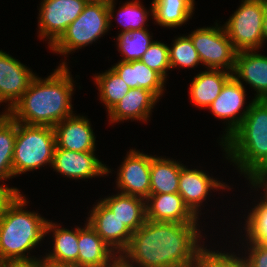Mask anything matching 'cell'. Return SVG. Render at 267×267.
Returning <instances> with one entry per match:
<instances>
[{
  "label": "cell",
  "instance_id": "43",
  "mask_svg": "<svg viewBox=\"0 0 267 267\" xmlns=\"http://www.w3.org/2000/svg\"><path fill=\"white\" fill-rule=\"evenodd\" d=\"M4 263H5V260L0 255V267H3L4 266Z\"/></svg>",
  "mask_w": 267,
  "mask_h": 267
},
{
  "label": "cell",
  "instance_id": "5",
  "mask_svg": "<svg viewBox=\"0 0 267 267\" xmlns=\"http://www.w3.org/2000/svg\"><path fill=\"white\" fill-rule=\"evenodd\" d=\"M56 148L55 132L51 126L28 125L16 121L14 143V177L52 165Z\"/></svg>",
  "mask_w": 267,
  "mask_h": 267
},
{
  "label": "cell",
  "instance_id": "2",
  "mask_svg": "<svg viewBox=\"0 0 267 267\" xmlns=\"http://www.w3.org/2000/svg\"><path fill=\"white\" fill-rule=\"evenodd\" d=\"M64 61L47 78L36 76L21 99L7 112L15 121L54 127L73 113L74 81Z\"/></svg>",
  "mask_w": 267,
  "mask_h": 267
},
{
  "label": "cell",
  "instance_id": "26",
  "mask_svg": "<svg viewBox=\"0 0 267 267\" xmlns=\"http://www.w3.org/2000/svg\"><path fill=\"white\" fill-rule=\"evenodd\" d=\"M150 11L152 19L164 28H177L191 18L195 0H153Z\"/></svg>",
  "mask_w": 267,
  "mask_h": 267
},
{
  "label": "cell",
  "instance_id": "35",
  "mask_svg": "<svg viewBox=\"0 0 267 267\" xmlns=\"http://www.w3.org/2000/svg\"><path fill=\"white\" fill-rule=\"evenodd\" d=\"M247 241V242H246ZM248 252L244 256L249 267H267V244L245 239ZM247 253V254H246Z\"/></svg>",
  "mask_w": 267,
  "mask_h": 267
},
{
  "label": "cell",
  "instance_id": "22",
  "mask_svg": "<svg viewBox=\"0 0 267 267\" xmlns=\"http://www.w3.org/2000/svg\"><path fill=\"white\" fill-rule=\"evenodd\" d=\"M197 74L189 87L191 102L199 108H209L219 96L222 87L232 77V72L222 69H207Z\"/></svg>",
  "mask_w": 267,
  "mask_h": 267
},
{
  "label": "cell",
  "instance_id": "16",
  "mask_svg": "<svg viewBox=\"0 0 267 267\" xmlns=\"http://www.w3.org/2000/svg\"><path fill=\"white\" fill-rule=\"evenodd\" d=\"M53 128L56 148L76 152L95 151L96 137L87 117L72 114Z\"/></svg>",
  "mask_w": 267,
  "mask_h": 267
},
{
  "label": "cell",
  "instance_id": "29",
  "mask_svg": "<svg viewBox=\"0 0 267 267\" xmlns=\"http://www.w3.org/2000/svg\"><path fill=\"white\" fill-rule=\"evenodd\" d=\"M116 40L118 51L124 57L121 61L124 62L140 60L148 47L154 42L147 28L120 32Z\"/></svg>",
  "mask_w": 267,
  "mask_h": 267
},
{
  "label": "cell",
  "instance_id": "20",
  "mask_svg": "<svg viewBox=\"0 0 267 267\" xmlns=\"http://www.w3.org/2000/svg\"><path fill=\"white\" fill-rule=\"evenodd\" d=\"M157 102L158 98L149 90L130 88L124 98L108 112L109 122L114 124L131 119L147 123Z\"/></svg>",
  "mask_w": 267,
  "mask_h": 267
},
{
  "label": "cell",
  "instance_id": "41",
  "mask_svg": "<svg viewBox=\"0 0 267 267\" xmlns=\"http://www.w3.org/2000/svg\"><path fill=\"white\" fill-rule=\"evenodd\" d=\"M90 3H103L106 5H110L111 3H114L115 0H88Z\"/></svg>",
  "mask_w": 267,
  "mask_h": 267
},
{
  "label": "cell",
  "instance_id": "23",
  "mask_svg": "<svg viewBox=\"0 0 267 267\" xmlns=\"http://www.w3.org/2000/svg\"><path fill=\"white\" fill-rule=\"evenodd\" d=\"M101 201L134 233L147 220L145 199L117 193Z\"/></svg>",
  "mask_w": 267,
  "mask_h": 267
},
{
  "label": "cell",
  "instance_id": "3",
  "mask_svg": "<svg viewBox=\"0 0 267 267\" xmlns=\"http://www.w3.org/2000/svg\"><path fill=\"white\" fill-rule=\"evenodd\" d=\"M221 147L250 183L267 174V100L253 99L240 126Z\"/></svg>",
  "mask_w": 267,
  "mask_h": 267
},
{
  "label": "cell",
  "instance_id": "18",
  "mask_svg": "<svg viewBox=\"0 0 267 267\" xmlns=\"http://www.w3.org/2000/svg\"><path fill=\"white\" fill-rule=\"evenodd\" d=\"M256 50L238 51L232 76L252 87L257 100H267V56ZM242 80V81H241Z\"/></svg>",
  "mask_w": 267,
  "mask_h": 267
},
{
  "label": "cell",
  "instance_id": "27",
  "mask_svg": "<svg viewBox=\"0 0 267 267\" xmlns=\"http://www.w3.org/2000/svg\"><path fill=\"white\" fill-rule=\"evenodd\" d=\"M16 121L8 114H0V181L13 178V156Z\"/></svg>",
  "mask_w": 267,
  "mask_h": 267
},
{
  "label": "cell",
  "instance_id": "14",
  "mask_svg": "<svg viewBox=\"0 0 267 267\" xmlns=\"http://www.w3.org/2000/svg\"><path fill=\"white\" fill-rule=\"evenodd\" d=\"M92 208L87 222L120 256L128 247L133 233L101 200Z\"/></svg>",
  "mask_w": 267,
  "mask_h": 267
},
{
  "label": "cell",
  "instance_id": "11",
  "mask_svg": "<svg viewBox=\"0 0 267 267\" xmlns=\"http://www.w3.org/2000/svg\"><path fill=\"white\" fill-rule=\"evenodd\" d=\"M151 155L130 149L117 173L119 193L147 199L150 196Z\"/></svg>",
  "mask_w": 267,
  "mask_h": 267
},
{
  "label": "cell",
  "instance_id": "12",
  "mask_svg": "<svg viewBox=\"0 0 267 267\" xmlns=\"http://www.w3.org/2000/svg\"><path fill=\"white\" fill-rule=\"evenodd\" d=\"M27 66L0 50V103H7L9 112L27 91L36 77Z\"/></svg>",
  "mask_w": 267,
  "mask_h": 267
},
{
  "label": "cell",
  "instance_id": "32",
  "mask_svg": "<svg viewBox=\"0 0 267 267\" xmlns=\"http://www.w3.org/2000/svg\"><path fill=\"white\" fill-rule=\"evenodd\" d=\"M150 11L141 4L139 0L126 2L118 11L117 22L123 27L121 32L145 29Z\"/></svg>",
  "mask_w": 267,
  "mask_h": 267
},
{
  "label": "cell",
  "instance_id": "10",
  "mask_svg": "<svg viewBox=\"0 0 267 267\" xmlns=\"http://www.w3.org/2000/svg\"><path fill=\"white\" fill-rule=\"evenodd\" d=\"M245 97L246 91L243 82L239 83L232 76L222 87L219 96L209 106L208 109L216 118L228 121V124L226 123V132L219 143L222 144L229 138L244 120L251 104L249 102V105L243 108L246 100Z\"/></svg>",
  "mask_w": 267,
  "mask_h": 267
},
{
  "label": "cell",
  "instance_id": "4",
  "mask_svg": "<svg viewBox=\"0 0 267 267\" xmlns=\"http://www.w3.org/2000/svg\"><path fill=\"white\" fill-rule=\"evenodd\" d=\"M27 203L20 193L0 216V255L5 261L38 259L29 255V251L46 236L48 220L36 212L24 210Z\"/></svg>",
  "mask_w": 267,
  "mask_h": 267
},
{
  "label": "cell",
  "instance_id": "15",
  "mask_svg": "<svg viewBox=\"0 0 267 267\" xmlns=\"http://www.w3.org/2000/svg\"><path fill=\"white\" fill-rule=\"evenodd\" d=\"M228 187L227 184L221 183L217 178L210 177L202 170L188 169L184 165L181 167L178 193L197 217H199L201 205L206 201L211 190L231 189Z\"/></svg>",
  "mask_w": 267,
  "mask_h": 267
},
{
  "label": "cell",
  "instance_id": "13",
  "mask_svg": "<svg viewBox=\"0 0 267 267\" xmlns=\"http://www.w3.org/2000/svg\"><path fill=\"white\" fill-rule=\"evenodd\" d=\"M95 151L76 152L62 148H55L51 167L54 171L70 179H89L104 177L111 173L95 155Z\"/></svg>",
  "mask_w": 267,
  "mask_h": 267
},
{
  "label": "cell",
  "instance_id": "25",
  "mask_svg": "<svg viewBox=\"0 0 267 267\" xmlns=\"http://www.w3.org/2000/svg\"><path fill=\"white\" fill-rule=\"evenodd\" d=\"M182 166L173 159L151 156L150 194L178 193Z\"/></svg>",
  "mask_w": 267,
  "mask_h": 267
},
{
  "label": "cell",
  "instance_id": "38",
  "mask_svg": "<svg viewBox=\"0 0 267 267\" xmlns=\"http://www.w3.org/2000/svg\"><path fill=\"white\" fill-rule=\"evenodd\" d=\"M41 267H78L74 264H60L41 258Z\"/></svg>",
  "mask_w": 267,
  "mask_h": 267
},
{
  "label": "cell",
  "instance_id": "34",
  "mask_svg": "<svg viewBox=\"0 0 267 267\" xmlns=\"http://www.w3.org/2000/svg\"><path fill=\"white\" fill-rule=\"evenodd\" d=\"M203 248L197 267H249L246 259L241 258L233 253L219 252V250L212 251L210 249Z\"/></svg>",
  "mask_w": 267,
  "mask_h": 267
},
{
  "label": "cell",
  "instance_id": "8",
  "mask_svg": "<svg viewBox=\"0 0 267 267\" xmlns=\"http://www.w3.org/2000/svg\"><path fill=\"white\" fill-rule=\"evenodd\" d=\"M202 27L188 36L207 69H222L233 73L237 50L228 38L224 26Z\"/></svg>",
  "mask_w": 267,
  "mask_h": 267
},
{
  "label": "cell",
  "instance_id": "39",
  "mask_svg": "<svg viewBox=\"0 0 267 267\" xmlns=\"http://www.w3.org/2000/svg\"><path fill=\"white\" fill-rule=\"evenodd\" d=\"M262 38H263V43H264V41L267 40V2H266V8L264 11Z\"/></svg>",
  "mask_w": 267,
  "mask_h": 267
},
{
  "label": "cell",
  "instance_id": "17",
  "mask_svg": "<svg viewBox=\"0 0 267 267\" xmlns=\"http://www.w3.org/2000/svg\"><path fill=\"white\" fill-rule=\"evenodd\" d=\"M145 202L147 220L173 223H196L199 220L179 193L150 194Z\"/></svg>",
  "mask_w": 267,
  "mask_h": 267
},
{
  "label": "cell",
  "instance_id": "33",
  "mask_svg": "<svg viewBox=\"0 0 267 267\" xmlns=\"http://www.w3.org/2000/svg\"><path fill=\"white\" fill-rule=\"evenodd\" d=\"M148 68L159 73L165 80L167 70L171 69L169 62V46L161 41H155L148 47V50L140 58Z\"/></svg>",
  "mask_w": 267,
  "mask_h": 267
},
{
  "label": "cell",
  "instance_id": "36",
  "mask_svg": "<svg viewBox=\"0 0 267 267\" xmlns=\"http://www.w3.org/2000/svg\"><path fill=\"white\" fill-rule=\"evenodd\" d=\"M20 194L18 188H9L8 185L0 184V216L4 213L6 207Z\"/></svg>",
  "mask_w": 267,
  "mask_h": 267
},
{
  "label": "cell",
  "instance_id": "9",
  "mask_svg": "<svg viewBox=\"0 0 267 267\" xmlns=\"http://www.w3.org/2000/svg\"><path fill=\"white\" fill-rule=\"evenodd\" d=\"M87 3L88 0H43L39 4L40 39L46 38L51 47L82 13Z\"/></svg>",
  "mask_w": 267,
  "mask_h": 267
},
{
  "label": "cell",
  "instance_id": "1",
  "mask_svg": "<svg viewBox=\"0 0 267 267\" xmlns=\"http://www.w3.org/2000/svg\"><path fill=\"white\" fill-rule=\"evenodd\" d=\"M197 226L146 220L119 259L129 267H197L204 248Z\"/></svg>",
  "mask_w": 267,
  "mask_h": 267
},
{
  "label": "cell",
  "instance_id": "40",
  "mask_svg": "<svg viewBox=\"0 0 267 267\" xmlns=\"http://www.w3.org/2000/svg\"><path fill=\"white\" fill-rule=\"evenodd\" d=\"M251 185L258 191V188H264L267 190V174L258 182V183H251Z\"/></svg>",
  "mask_w": 267,
  "mask_h": 267
},
{
  "label": "cell",
  "instance_id": "21",
  "mask_svg": "<svg viewBox=\"0 0 267 267\" xmlns=\"http://www.w3.org/2000/svg\"><path fill=\"white\" fill-rule=\"evenodd\" d=\"M112 69L128 85L129 88H144L152 92L158 99L163 95L165 79L156 71L148 68L140 60L119 61Z\"/></svg>",
  "mask_w": 267,
  "mask_h": 267
},
{
  "label": "cell",
  "instance_id": "6",
  "mask_svg": "<svg viewBox=\"0 0 267 267\" xmlns=\"http://www.w3.org/2000/svg\"><path fill=\"white\" fill-rule=\"evenodd\" d=\"M115 4V2L110 5L88 2L82 13L50 49L54 53L68 55L103 37L111 27L112 18H115L113 17Z\"/></svg>",
  "mask_w": 267,
  "mask_h": 267
},
{
  "label": "cell",
  "instance_id": "37",
  "mask_svg": "<svg viewBox=\"0 0 267 267\" xmlns=\"http://www.w3.org/2000/svg\"><path fill=\"white\" fill-rule=\"evenodd\" d=\"M3 267H41V258L29 260H7Z\"/></svg>",
  "mask_w": 267,
  "mask_h": 267
},
{
  "label": "cell",
  "instance_id": "42",
  "mask_svg": "<svg viewBox=\"0 0 267 267\" xmlns=\"http://www.w3.org/2000/svg\"><path fill=\"white\" fill-rule=\"evenodd\" d=\"M113 267H129L127 266L122 260L118 259L114 264Z\"/></svg>",
  "mask_w": 267,
  "mask_h": 267
},
{
  "label": "cell",
  "instance_id": "24",
  "mask_svg": "<svg viewBox=\"0 0 267 267\" xmlns=\"http://www.w3.org/2000/svg\"><path fill=\"white\" fill-rule=\"evenodd\" d=\"M58 224L48 220L46 235L53 232V251H49L43 258L60 264H74L78 266V226L74 230L60 228Z\"/></svg>",
  "mask_w": 267,
  "mask_h": 267
},
{
  "label": "cell",
  "instance_id": "19",
  "mask_svg": "<svg viewBox=\"0 0 267 267\" xmlns=\"http://www.w3.org/2000/svg\"><path fill=\"white\" fill-rule=\"evenodd\" d=\"M78 267H113L119 256L86 221L78 227Z\"/></svg>",
  "mask_w": 267,
  "mask_h": 267
},
{
  "label": "cell",
  "instance_id": "28",
  "mask_svg": "<svg viewBox=\"0 0 267 267\" xmlns=\"http://www.w3.org/2000/svg\"><path fill=\"white\" fill-rule=\"evenodd\" d=\"M99 90V98L109 112L129 92L128 85L110 67L104 73L94 76Z\"/></svg>",
  "mask_w": 267,
  "mask_h": 267
},
{
  "label": "cell",
  "instance_id": "7",
  "mask_svg": "<svg viewBox=\"0 0 267 267\" xmlns=\"http://www.w3.org/2000/svg\"><path fill=\"white\" fill-rule=\"evenodd\" d=\"M267 0H242L238 9L223 25L237 51L259 50Z\"/></svg>",
  "mask_w": 267,
  "mask_h": 267
},
{
  "label": "cell",
  "instance_id": "30",
  "mask_svg": "<svg viewBox=\"0 0 267 267\" xmlns=\"http://www.w3.org/2000/svg\"><path fill=\"white\" fill-rule=\"evenodd\" d=\"M265 194L260 197V202L255 204L246 218V239L267 244V190L262 188Z\"/></svg>",
  "mask_w": 267,
  "mask_h": 267
},
{
  "label": "cell",
  "instance_id": "31",
  "mask_svg": "<svg viewBox=\"0 0 267 267\" xmlns=\"http://www.w3.org/2000/svg\"><path fill=\"white\" fill-rule=\"evenodd\" d=\"M169 62L171 68L177 66L194 68L202 64L197 50L188 35L179 36L173 40L172 47H169Z\"/></svg>",
  "mask_w": 267,
  "mask_h": 267
}]
</instances>
